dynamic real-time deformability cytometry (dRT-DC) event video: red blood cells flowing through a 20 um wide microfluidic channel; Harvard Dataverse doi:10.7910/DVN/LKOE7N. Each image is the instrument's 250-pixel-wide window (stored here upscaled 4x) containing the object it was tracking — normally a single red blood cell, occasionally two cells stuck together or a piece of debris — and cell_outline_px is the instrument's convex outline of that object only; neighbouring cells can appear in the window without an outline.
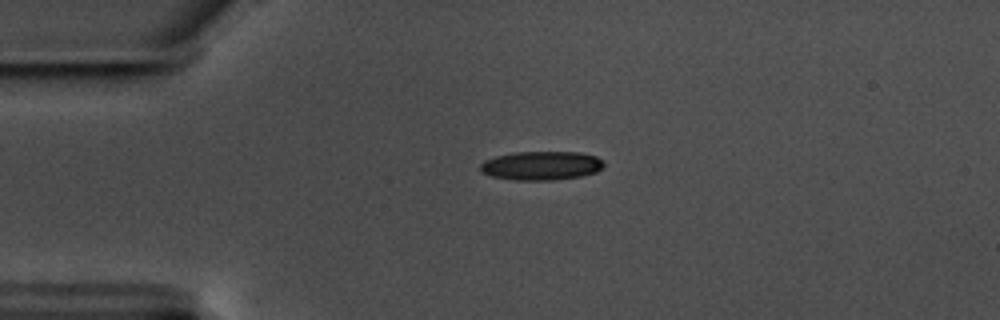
{"species": "common noctule bat (a hibernating species)", "species_latin": "Nyctalus noctula", "temperature_condition": "warm", "stored_images_in_passage": 45, "camera_frame_rate_fps": 3000, "um_per_image_px": 0.085, "animal": {"sex": "male", "body_mass_g": 17.5, "forearm_length_mm": 52.3}, "frame": {"image": 1, "passage_image": 1, "time_ms": 0.0, "image_size_px": [1000, 320], "cell_outline_px": [[604, 164], [596, 172], [580, 176], [552, 180], [516, 180], [492, 176], [480, 172], [480, 164], [484, 160], [496, 156], [516, 152], [580, 152], [596, 156], [604, 160]], "centroid_in_image_um": [46.0, 14.07], "position_along_channel_um": 39.0, "area_um2": 20.75}}
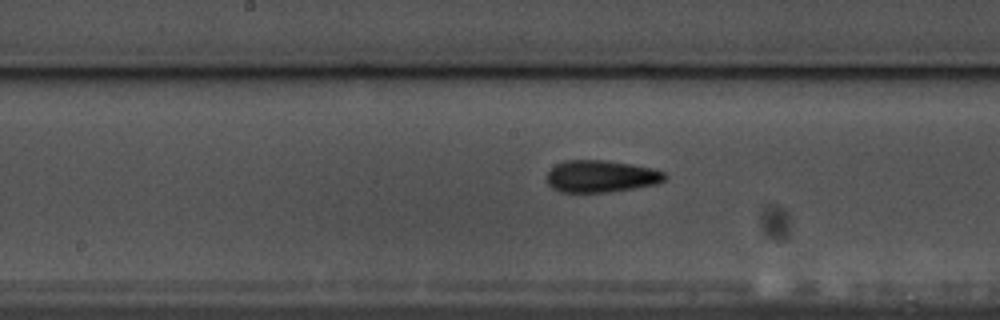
{"frame": {"image": 2, "passage_image": 17, "time_ms": 5.333, "image_size_px": [1000, 320], "cell_outline_px": [[668, 176], [664, 180], [656, 184], [608, 192], [560, 192], [552, 188], [548, 184], [548, 172], [556, 164], [564, 160], [604, 160], [632, 164], [664, 172]], "centroid_in_image_um": [51.06, 14.98], "position_along_channel_um": 197.1, "area_um2": 21.85}}
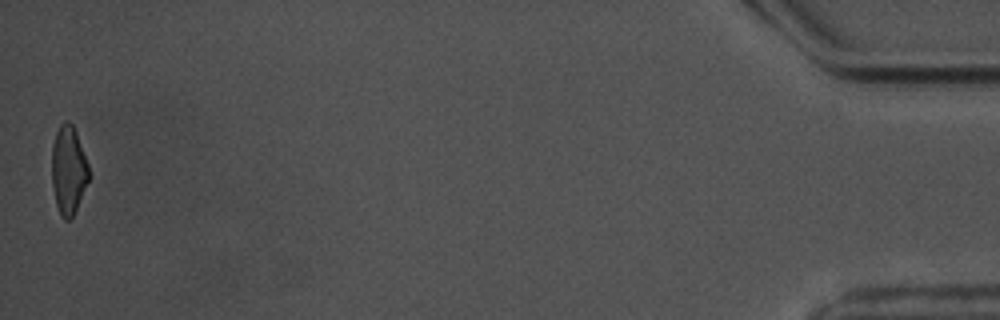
{"frame": {"image": 3, "passage_image": 45, "time_ms": 14.667, "image_size_px": [1000, 320], "cell_outline_px": [[92, 176], [72, 216], [68, 220], [64, 220], [60, 216], [56, 204], [52, 184], [52, 144], [56, 132], [60, 124], [64, 120], [68, 120], [72, 124], [76, 132], [88, 164]], "centroid_in_image_um": [5.83, 14.45], "position_along_channel_um": 429.4, "area_um2": 19.31}, "authors_computed_cell_mechanics": {"area_um2": 20.7502, "velocity_mm_per_s": 3.5316, "shape_relaxation_time_tau1_ms": 4.0244, "shape_relaxation_time_tau2_ms": 2.782, "deformation_change_tau1": 0.1462, "deformation_change_tau2": 0.1125}}